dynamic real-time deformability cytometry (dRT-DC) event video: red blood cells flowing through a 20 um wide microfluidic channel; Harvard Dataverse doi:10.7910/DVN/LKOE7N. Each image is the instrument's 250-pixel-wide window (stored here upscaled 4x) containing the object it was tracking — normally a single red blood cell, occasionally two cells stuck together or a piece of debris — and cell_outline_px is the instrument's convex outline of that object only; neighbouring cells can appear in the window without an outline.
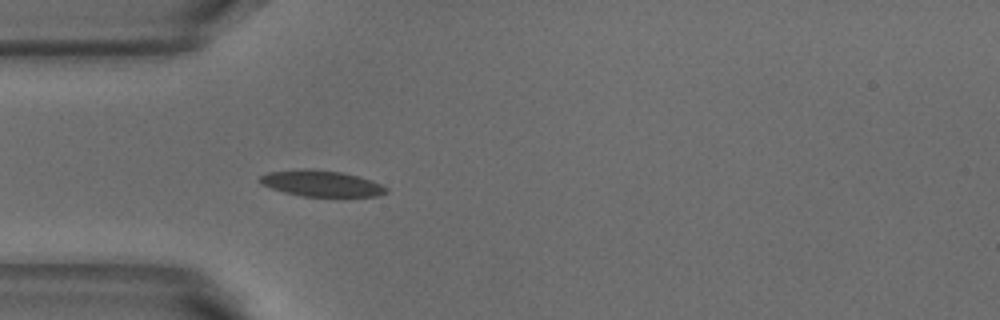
{"species": "common noctule bat (a hibernating species)", "species_latin": "Nyctalus noctula", "temperature_condition": "warm", "stored_images_in_passage": 45, "camera_frame_rate_fps": 3000, "um_per_image_px": 0.085, "animal": {"sex": "male", "body_mass_g": 18.8}, "frame": {"image": 1, "passage_image": 8, "time_ms": 2.333, "image_size_px": [1000, 320], "cell_outline_px": [[388, 192], [376, 196], [304, 196], [284, 192], [260, 184], [256, 180], [260, 176], [268, 172], [300, 168], [312, 168], [344, 172], [372, 180], [388, 188]], "centroid_in_image_um": [27.28, 15.57], "position_along_channel_um": 57.7, "area_um2": 19.42}}
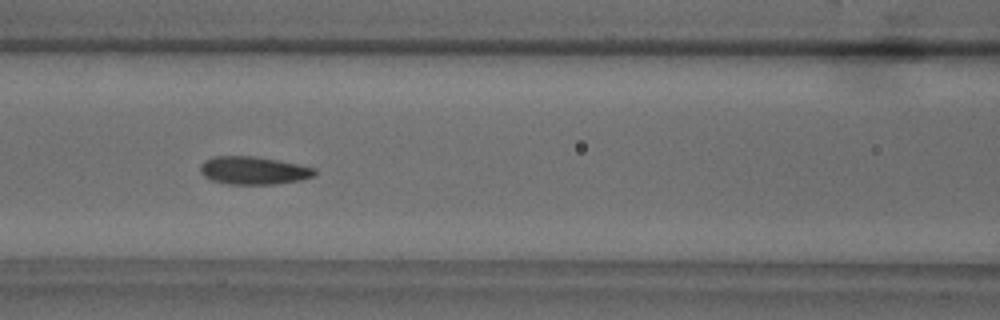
{"frame": {"image": 2, "passage_image": 15, "time_ms": 4.667, "image_size_px": [1000, 320], "cell_outline_px": [[316, 172], [312, 176], [300, 180], [276, 184], [228, 184], [212, 180], [204, 176], [200, 172], [200, 164], [204, 160], [216, 156], [252, 156], [276, 160], [316, 168]], "centroid_in_image_um": [21.51, 14.49], "position_along_channel_um": 145.1, "area_um2": 18.44}}
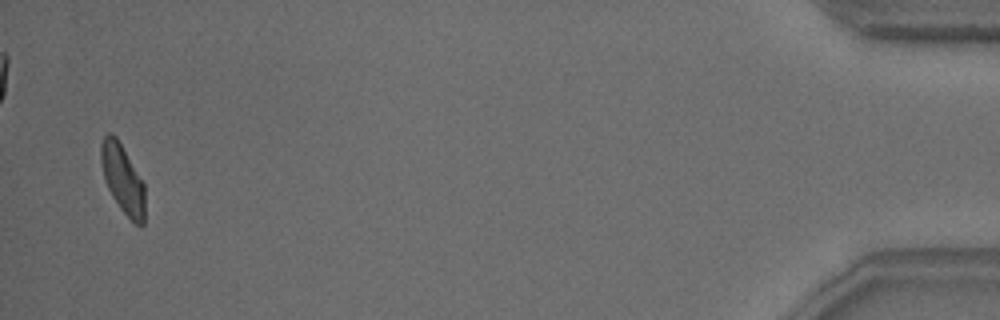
{"frame": {"image": 3, "passage_image": 44, "time_ms": 14.333, "image_size_px": [1000, 320], "cell_outline_px": [[144, 224], [140, 228], [120, 208], [112, 196], [108, 188], [104, 176], [100, 160], [100, 144], [104, 136], [108, 132], [112, 132], [116, 136], [144, 184]], "centroid_in_image_um": [10.41, 15.2], "position_along_channel_um": 424.8, "area_um2": 17.4}, "authors_computed_cell_mechanics": {"area_um2": 18.4382, "velocity_mm_per_s": 3.813, "shape_relaxation_time_tau1_ms": 4.9972, "shape_relaxation_time_tau2_ms": 1.4854, "deformation_change_tau1": 0.1508, "deformation_change_tau2": 0.068}}